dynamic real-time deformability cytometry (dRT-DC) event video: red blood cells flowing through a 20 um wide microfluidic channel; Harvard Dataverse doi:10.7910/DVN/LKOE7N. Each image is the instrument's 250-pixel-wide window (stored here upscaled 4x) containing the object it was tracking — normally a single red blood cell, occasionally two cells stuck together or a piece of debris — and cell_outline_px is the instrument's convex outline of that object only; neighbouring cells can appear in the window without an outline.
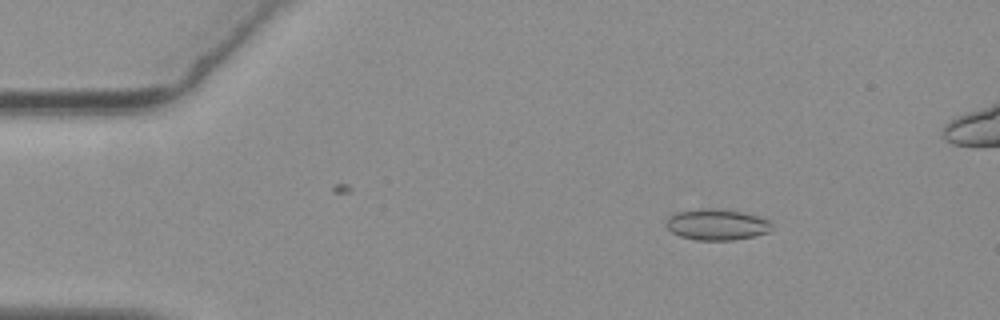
{"species": "common noctule bat (a hibernating species)", "species_latin": "Nyctalus noctula", "temperature_condition": "warm", "stored_images_in_passage": 54, "camera_frame_rate_fps": 3000, "um_per_image_px": 0.085, "animal": {"sex": "female", "body_mass_g": 19.3, "forearm_length_mm": 54.1}, "frame": {"image": 1, "passage_image": 8, "time_ms": 2.333, "image_size_px": [1000, 320], "cell_outline_px": [[772, 228], [768, 232], [736, 240], [696, 240], [680, 236], [672, 232], [664, 224], [664, 220], [672, 212], [696, 208], [720, 208], [744, 212], [768, 220], [772, 224]], "centroid_in_image_um": [60.85, 19.06], "position_along_channel_um": 24.1, "area_um2": 19.54}}
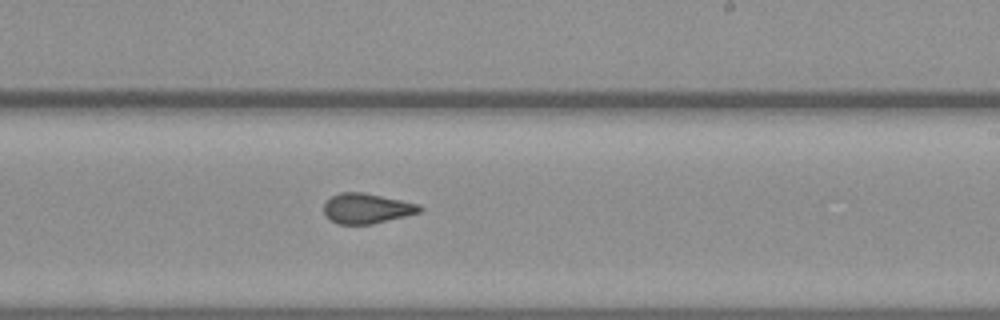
{"frame": {"image": 2, "passage_image": 33, "time_ms": 10.667, "image_size_px": [1000, 320], "cell_outline_px": [[424, 208], [420, 212], [372, 224], [336, 224], [324, 212], [324, 204], [332, 196], [340, 192], [364, 192], [420, 204]], "centroid_in_image_um": [31.19, 17.71], "position_along_channel_um": 257.8, "area_um2": 16.7}}
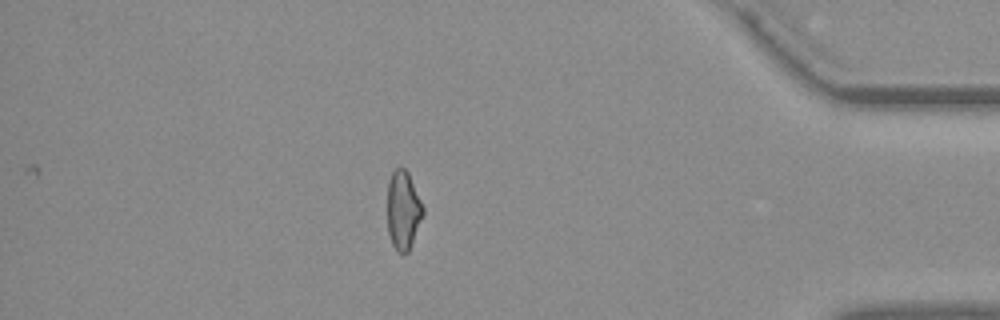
{"frame": {"image": 3, "passage_image": 48, "time_ms": 15.667, "image_size_px": [1000, 320], "cell_outline_px": [[424, 212], [408, 252], [404, 256], [396, 252], [392, 244], [388, 232], [388, 180], [392, 172], [396, 168], [404, 168], [408, 172], [424, 208]], "centroid_in_image_um": [34.26, 17.9], "position_along_channel_um": 400.9, "area_um2": 16.3}, "authors_computed_cell_mechanics": {"area_um2": 17.3111, "velocity_mm_per_s": 3.6971, "shape_relaxation_time_tau1_ms": null, "shape_relaxation_time_tau2_ms": 1.3579, "deformation_change_tau1": null, "deformation_change_tau2": 0.0728}}